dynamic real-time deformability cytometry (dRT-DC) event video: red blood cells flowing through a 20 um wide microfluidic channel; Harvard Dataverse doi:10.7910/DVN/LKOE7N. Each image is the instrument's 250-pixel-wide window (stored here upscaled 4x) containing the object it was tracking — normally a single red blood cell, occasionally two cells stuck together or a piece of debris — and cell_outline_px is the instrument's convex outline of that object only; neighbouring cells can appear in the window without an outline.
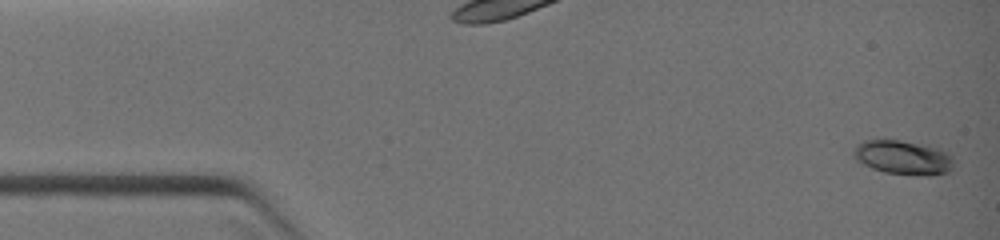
{"species": "common noctule bat (a hibernating species)", "species_latin": "Nyctalus noctula", "temperature_condition": "warm", "stored_images_in_passage": 13, "camera_frame_rate_fps": 3000, "um_per_image_px": 0.085, "animal": {"sex": "female", "body_mass_g": 19.0, "forearm_length_mm": 51.5}, "frame": {"image": 1, "passage_image": 1, "time_ms": 0.0, "image_size_px": [1000, 240], "cell_outline_px": [[952, 168], [948, 172], [932, 176], [928, 176], [884, 172], [872, 168], [856, 160], [852, 156], [852, 152], [856, 144], [864, 140], [900, 140], [940, 148], [948, 152], [952, 156]], "centroid_in_image_um": [76.75, 13.38], "position_along_channel_um": 8.2, "area_um2": 20.06}}
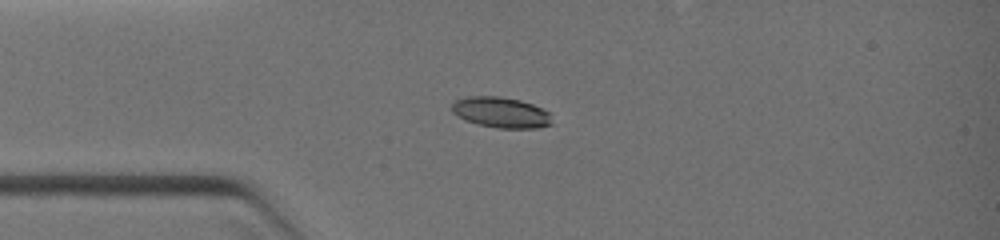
{"frame": {"image": 2, "passage_image": 12, "time_ms": 2.667, "image_size_px": [1000, 240], "cell_outline_px": [[552, 124], [540, 128], [496, 128], [476, 124], [464, 120], [452, 112], [452, 104], [456, 100], [468, 96], [496, 96], [520, 100], [532, 104], [548, 112]], "centroid_in_image_um": [42.56, 9.57], "position_along_channel_um": 42.4, "area_um2": 17.86}}